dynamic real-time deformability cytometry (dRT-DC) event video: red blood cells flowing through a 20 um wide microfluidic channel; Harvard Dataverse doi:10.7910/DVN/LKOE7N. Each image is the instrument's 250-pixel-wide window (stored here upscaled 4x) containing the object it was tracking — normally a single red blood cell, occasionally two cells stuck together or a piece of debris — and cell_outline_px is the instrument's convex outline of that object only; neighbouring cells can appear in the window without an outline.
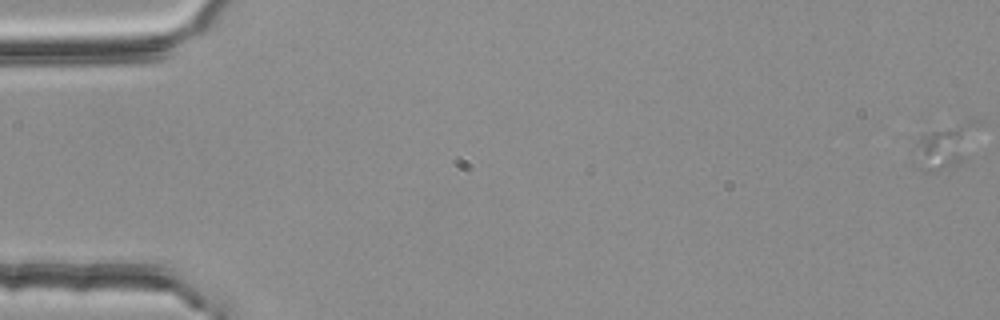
{"species": "common noctule bat (a hibernating species)", "species_latin": "Nyctalus noctula", "temperature_condition": "room temperature", "stored_images_in_passage": 23, "camera_frame_rate_fps": 3000, "um_per_image_px": 0.085, "animal": {"sex": "female", "body_mass_g": 25.1}, "frame": {"image": 1, "passage_image": 2, "time_ms": 0.333, "image_size_px": [1000, 320], "cell_outline_px": [[980, 124], [964, 160], [956, 164], [936, 172], [920, 168], [916, 144], [920, 136], [932, 132], [980, 120]], "centroid_in_image_um": [80.39, 12.45], "position_along_channel_um": 4.6, "area_um2": 14.85}}